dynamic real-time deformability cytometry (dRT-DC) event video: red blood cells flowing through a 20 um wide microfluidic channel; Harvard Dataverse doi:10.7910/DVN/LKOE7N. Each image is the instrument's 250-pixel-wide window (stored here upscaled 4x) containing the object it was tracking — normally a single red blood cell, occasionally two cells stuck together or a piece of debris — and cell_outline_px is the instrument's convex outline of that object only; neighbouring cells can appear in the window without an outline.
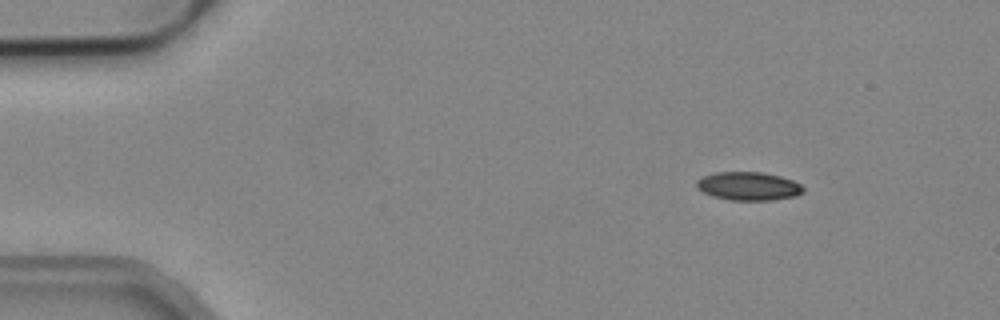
{"species": "common noctule bat (a hibernating species)", "species_latin": "Nyctalus noctula", "temperature_condition": "cold", "stored_images_in_passage": 5, "camera_frame_rate_fps": 3000, "um_per_image_px": 0.085, "animal": {"sex": "male", "body_mass_g": 19.2, "forearm_length_mm": 51.8}, "frame": {"image": 1, "passage_image": 1, "time_ms": 0.0, "image_size_px": [1000, 320], "cell_outline_px": [[804, 192], [796, 196], [772, 200], [728, 200], [712, 196], [696, 188], [696, 180], [704, 176], [716, 172], [764, 172], [780, 176], [792, 180], [800, 184], [804, 188]], "centroid_in_image_um": [63.62, 15.82], "position_along_channel_um": 21.4, "area_um2": 17.74}}
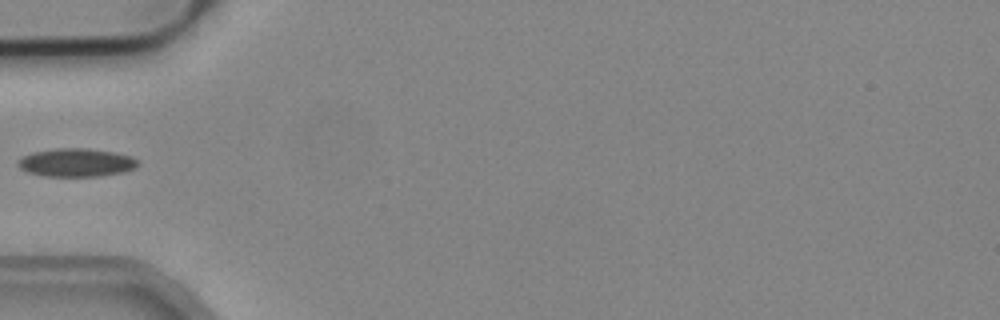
{"frame": {"image": 2, "passage_image": 4, "time_ms": 1.0, "image_size_px": [1000, 320], "cell_outline_px": [[140, 164], [136, 168], [124, 172], [100, 176], [44, 176], [28, 172], [20, 168], [16, 164], [16, 160], [20, 156], [32, 152], [56, 148], [84, 148], [116, 152], [132, 156], [140, 160]], "centroid_in_image_um": [6.49, 13.81], "position_along_channel_um": 78.5, "area_um2": 20.17}}